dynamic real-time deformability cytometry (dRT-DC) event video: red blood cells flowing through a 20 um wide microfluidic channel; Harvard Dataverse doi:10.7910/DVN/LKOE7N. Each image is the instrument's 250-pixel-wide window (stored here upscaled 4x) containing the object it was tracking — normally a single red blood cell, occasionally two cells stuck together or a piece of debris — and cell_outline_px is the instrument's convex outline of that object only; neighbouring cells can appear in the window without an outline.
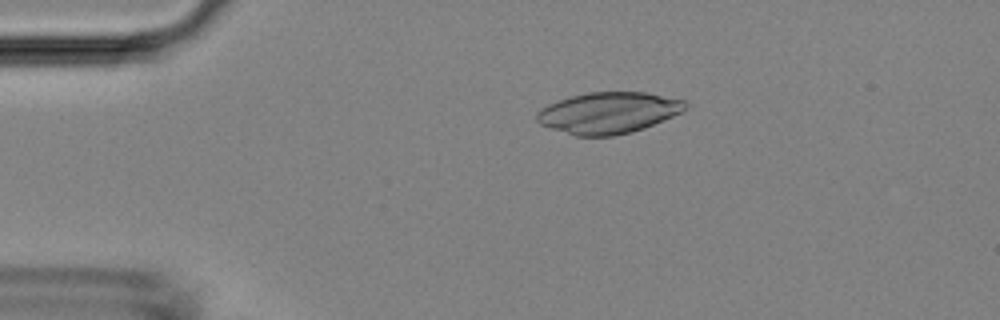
{"species": "Egyptian fruit bat (a non-hibernating species)", "species_latin": "Rousettus aegyptiacus", "temperature_condition": "room temperature", "stored_images_in_passage": 15, "camera_frame_rate_fps": 3000, "um_per_image_px": 0.085, "animal": {"sex": "female"}, "frame": {"image": 1, "passage_image": 10, "time_ms": 3.0, "image_size_px": [1000, 320], "cell_outline_px": [[688, 104], [680, 112], [672, 116], [644, 128], [632, 132], [612, 136], [576, 136], [540, 124], [536, 120], [536, 112], [540, 108], [548, 104], [572, 96], [588, 92], [644, 92], [684, 100]], "centroid_in_image_um": [51.68, 9.59], "position_along_channel_um": 33.3, "area_um2": 35.43}}